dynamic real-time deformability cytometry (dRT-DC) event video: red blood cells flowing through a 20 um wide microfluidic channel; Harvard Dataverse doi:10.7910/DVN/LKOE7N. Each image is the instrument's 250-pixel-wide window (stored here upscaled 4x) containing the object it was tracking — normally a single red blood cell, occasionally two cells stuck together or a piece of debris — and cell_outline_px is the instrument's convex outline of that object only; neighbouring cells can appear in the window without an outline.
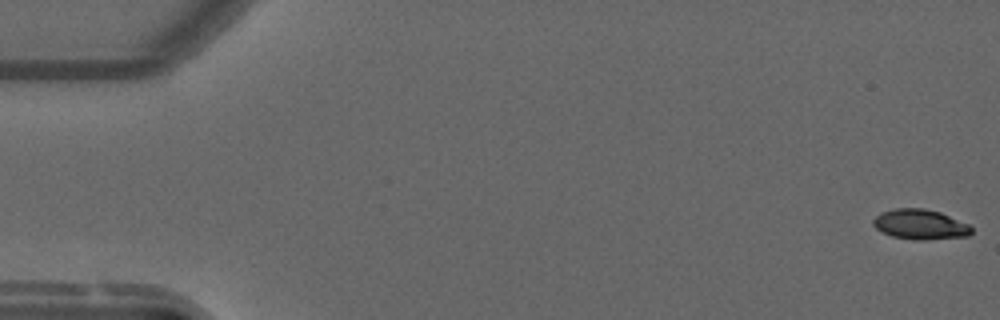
{"species": "common noctule bat (a hibernating species)", "species_latin": "Nyctalus noctula", "temperature_condition": "warm", "stored_images_in_passage": 55, "camera_frame_rate_fps": 3000, "um_per_image_px": 0.085, "animal": {"sex": "male", "forearm_length_mm": 52.5}, "frame": {"image": 1, "passage_image": 1, "time_ms": 0.0, "image_size_px": [1000, 320], "cell_outline_px": [[972, 232], [968, 236], [920, 240], [916, 240], [892, 236], [876, 228], [872, 224], [872, 220], [880, 212], [896, 208], [924, 208], [940, 212], [968, 224], [972, 228]], "centroid_in_image_um": [78.2, 19.06], "position_along_channel_um": 6.8, "area_um2": 17.11}}
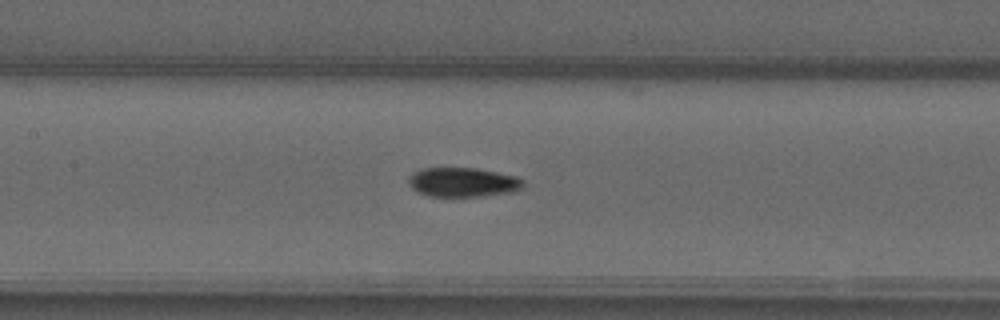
{"frame": {"image": 2, "passage_image": 26, "time_ms": 8.333, "image_size_px": [1000, 320], "cell_outline_px": [[524, 184], [520, 188], [512, 192], [480, 196], [428, 196], [416, 192], [408, 184], [408, 176], [412, 172], [424, 168], [476, 168], [516, 176], [524, 180]], "centroid_in_image_um": [39.3, 15.49], "position_along_channel_um": 168.1, "area_um2": 19.65}}
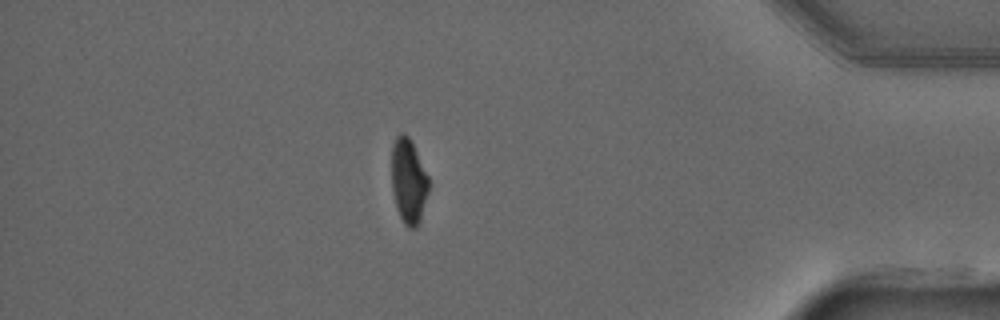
{"frame": {"image": 3, "passage_image": 48, "time_ms": 15.667, "image_size_px": [1000, 320], "cell_outline_px": [[428, 192], [420, 220], [416, 228], [408, 228], [404, 224], [396, 208], [392, 188], [392, 144], [396, 136], [400, 132], [404, 132], [408, 136], [428, 176]], "centroid_in_image_um": [34.71, 15.4], "position_along_channel_um": 400.5, "area_um2": 18.15}, "authors_computed_cell_mechanics": {"area_um2": 19.1896, "velocity_mm_per_s": 3.7272, "shape_relaxation_time_tau1_ms": 9.8175, "shape_relaxation_time_tau2_ms": 1.4231, "deformation_change_tau1": 0.2486, "deformation_change_tau2": 0.046}}